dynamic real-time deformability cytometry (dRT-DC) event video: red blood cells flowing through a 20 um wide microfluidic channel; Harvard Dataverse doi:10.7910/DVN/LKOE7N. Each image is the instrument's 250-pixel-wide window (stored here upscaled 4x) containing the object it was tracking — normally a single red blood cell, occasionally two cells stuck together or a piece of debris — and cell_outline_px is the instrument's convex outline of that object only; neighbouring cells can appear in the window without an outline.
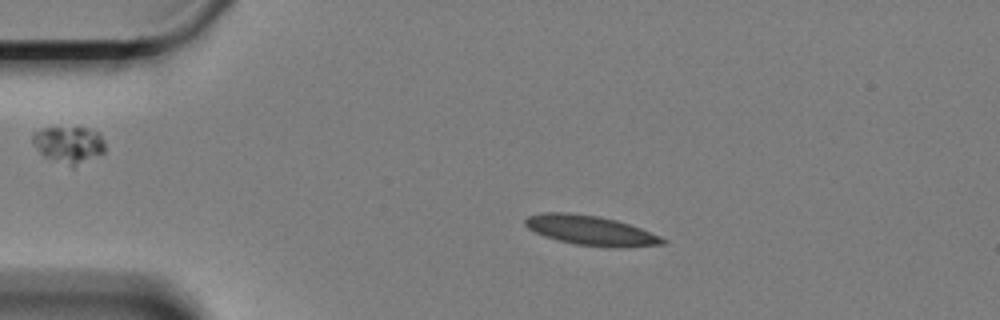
{"species": "Egyptian fruit bat (a non-hibernating species)", "species_latin": "Rousettus aegyptiacus", "temperature_condition": "cold", "stored_images_in_passage": 59, "camera_frame_rate_fps": 3000, "um_per_image_px": 0.085, "animal": {"sex": "female"}, "frame": {"image": 1, "passage_image": 11, "time_ms": 3.333, "image_size_px": [1000, 320], "cell_outline_px": [[668, 240], [664, 244], [628, 248], [608, 248], [576, 244], [544, 236], [528, 228], [524, 224], [524, 220], [528, 216], [540, 212], [568, 212], [596, 216], [616, 220], [640, 228], [660, 236]], "centroid_in_image_um": [50.23, 19.6], "position_along_channel_um": 34.8, "area_um2": 23.87}}
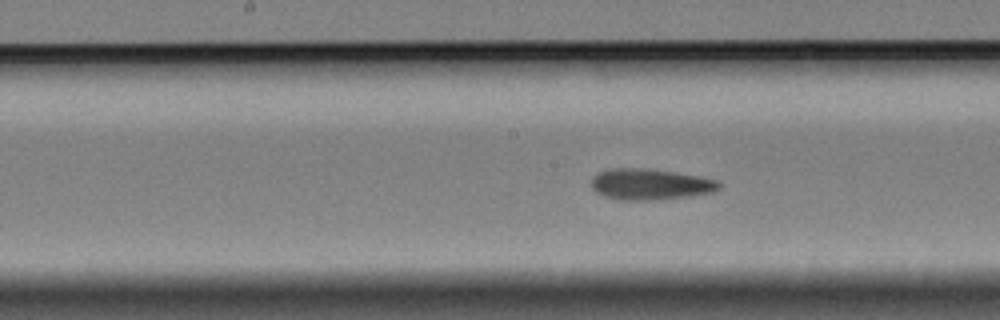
{"frame": {"image": 2, "passage_image": 29, "time_ms": 9.333, "image_size_px": [1000, 320], "cell_outline_px": [[720, 188], [712, 192], [688, 196], [652, 200], [620, 200], [604, 196], [596, 192], [592, 188], [592, 176], [596, 172], [608, 168], [644, 168], [700, 176], [716, 180], [720, 184]], "centroid_in_image_um": [55.21, 15.66], "position_along_channel_um": 193.0, "area_um2": 23.06}}
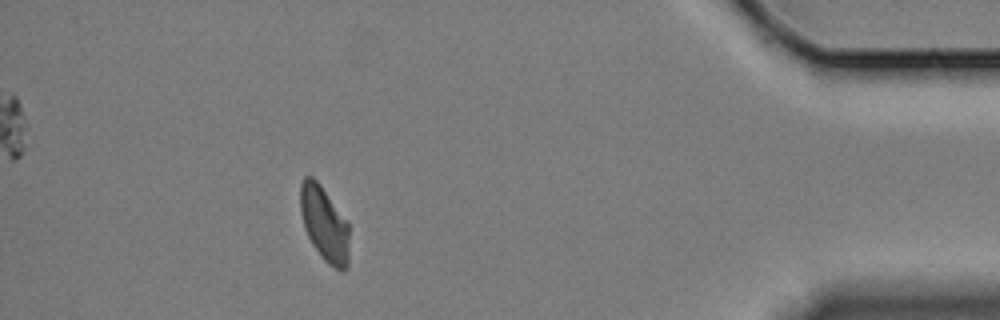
{"frame": {"image": 3, "passage_image": 53, "time_ms": 17.333, "image_size_px": [1000, 320], "cell_outline_px": [[348, 268], [344, 272], [340, 272], [328, 264], [324, 260], [312, 244], [304, 228], [300, 212], [300, 184], [304, 176], [312, 176], [320, 184], [348, 220]], "centroid_in_image_um": [27.57, 19.03], "position_along_channel_um": 407.6, "area_um2": 21.68}, "authors_computed_cell_mechanics": {"area_um2": 22.5998, "velocity_mm_per_s": 3.2954, "shape_relaxation_time_tau1_ms": 4.7098, "shape_relaxation_time_tau2_ms": 2.0419, "deformation_change_tau1": 0.1499, "deformation_change_tau2": 0.0914}}